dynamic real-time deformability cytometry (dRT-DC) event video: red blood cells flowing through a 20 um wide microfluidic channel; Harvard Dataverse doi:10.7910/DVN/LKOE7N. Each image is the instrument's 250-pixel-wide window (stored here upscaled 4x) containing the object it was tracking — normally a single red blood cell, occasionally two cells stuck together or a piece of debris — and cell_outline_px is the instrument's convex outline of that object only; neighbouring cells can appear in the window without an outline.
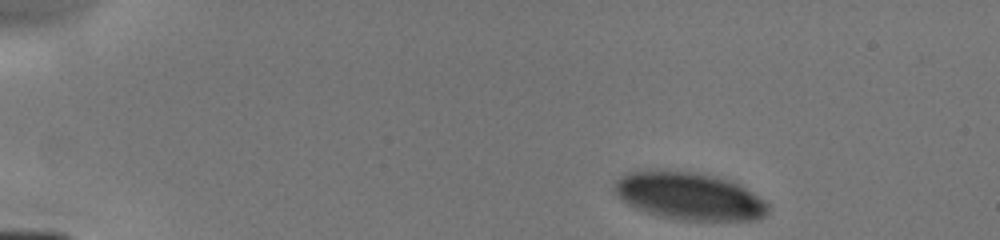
{"species": "human", "species_latin": "Homo sapiens", "temperature_condition": "cold", "stored_images_in_passage": 8, "camera_frame_rate_fps": 3000, "um_per_image_px": 0.085, "donor": {"sex": "male"}, "frame": {"image": 1, "passage_image": 1, "time_ms": 0.0, "image_size_px": [1000, 240], "cell_outline_px": [[768, 212], [764, 216], [756, 220], [676, 220], [660, 216], [636, 208], [628, 204], [616, 196], [612, 192], [612, 184], [624, 172], [656, 168], [692, 172], [716, 176], [732, 180], [740, 184], [764, 200], [768, 204]], "centroid_in_image_um": [58.51, 16.64], "position_along_channel_um": 26.5, "area_um2": 43.41}}
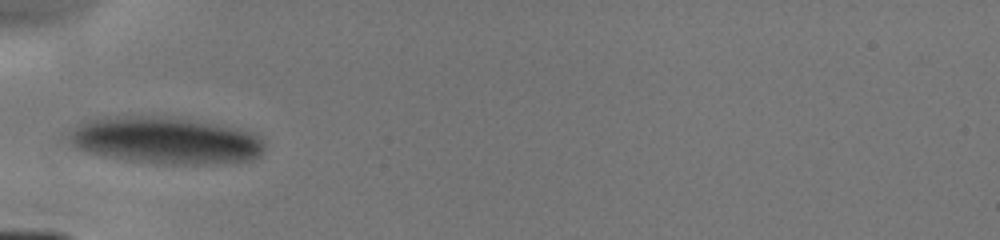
{"frame": {"image": 2, "passage_image": 8, "time_ms": 3.333, "image_size_px": [1000, 240], "cell_outline_px": [[264, 148], [260, 156], [252, 160], [216, 164], [164, 164], [136, 160], [88, 152], [76, 148], [68, 132], [76, 124], [88, 120], [108, 116], [168, 116], [196, 120], [220, 124], [252, 132], [260, 136], [264, 140]], "centroid_in_image_um": [14.15, 11.91], "position_along_channel_um": 70.9, "area_um2": 53.58}}